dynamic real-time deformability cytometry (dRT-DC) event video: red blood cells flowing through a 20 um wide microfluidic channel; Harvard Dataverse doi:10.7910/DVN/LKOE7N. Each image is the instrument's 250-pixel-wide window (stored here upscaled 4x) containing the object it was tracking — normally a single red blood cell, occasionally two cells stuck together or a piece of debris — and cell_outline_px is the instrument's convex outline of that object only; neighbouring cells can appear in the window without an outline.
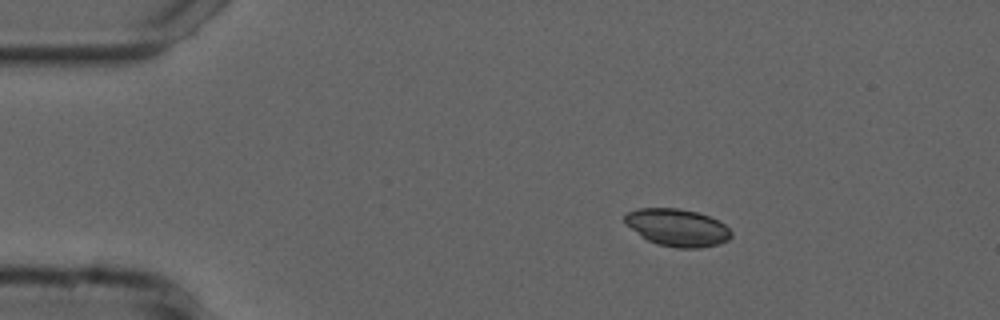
{"species": "common noctule bat (a hibernating species)", "species_latin": "Nyctalus noctula", "temperature_condition": "cold", "stored_images_in_passage": 46, "camera_frame_rate_fps": 3000, "um_per_image_px": 0.085, "animal": {"sex": "male", "forearm_length_mm": 52.5}, "frame": {"image": 1, "passage_image": 1, "time_ms": 0.0, "image_size_px": [1000, 320], "cell_outline_px": [[732, 236], [728, 240], [716, 244], [700, 248], [676, 248], [656, 244], [640, 236], [624, 220], [624, 216], [628, 212], [640, 208], [676, 208], [696, 212], [708, 216], [724, 224], [732, 232]], "centroid_in_image_um": [57.58, 19.35], "position_along_channel_um": 27.4, "area_um2": 22.95}}
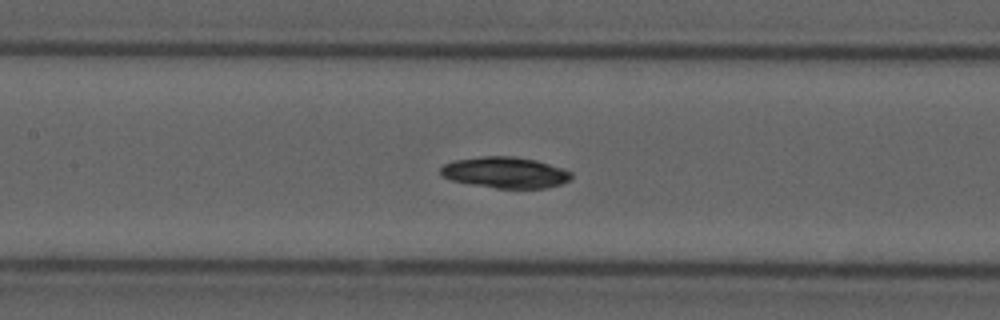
{"frame": {"image": 2, "passage_image": 17, "time_ms": 5.333, "image_size_px": [1000, 320], "cell_outline_px": [[572, 180], [548, 188], [496, 188], [472, 184], [452, 180], [444, 176], [440, 172], [440, 168], [444, 164], [452, 160], [484, 156], [512, 156], [536, 160], [572, 172]], "centroid_in_image_um": [42.95, 14.66], "position_along_channel_um": 164.4, "area_um2": 23.58}}
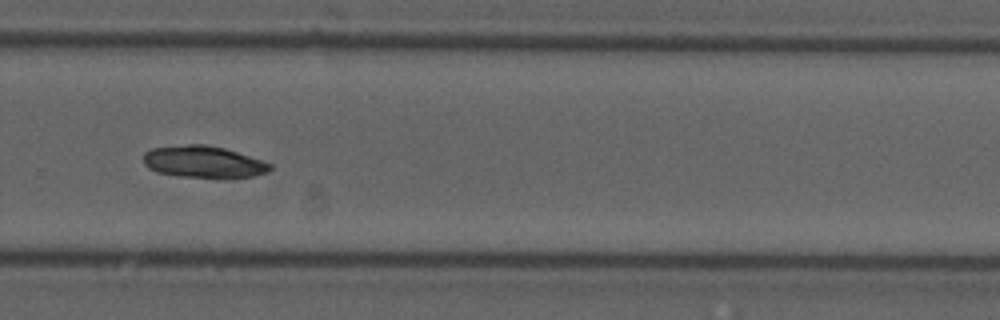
{"frame": {"image": 3, "passage_image": 29, "time_ms": 9.333, "image_size_px": [1000, 320], "cell_outline_px": [[272, 168], [268, 172], [252, 176], [224, 180], [216, 180], [180, 176], [156, 172], [148, 168], [144, 164], [144, 152], [152, 148], [188, 144], [204, 144], [224, 148], [272, 164]], "centroid_in_image_um": [17.3, 13.8], "position_along_channel_um": 312.5, "area_um2": 24.04}}